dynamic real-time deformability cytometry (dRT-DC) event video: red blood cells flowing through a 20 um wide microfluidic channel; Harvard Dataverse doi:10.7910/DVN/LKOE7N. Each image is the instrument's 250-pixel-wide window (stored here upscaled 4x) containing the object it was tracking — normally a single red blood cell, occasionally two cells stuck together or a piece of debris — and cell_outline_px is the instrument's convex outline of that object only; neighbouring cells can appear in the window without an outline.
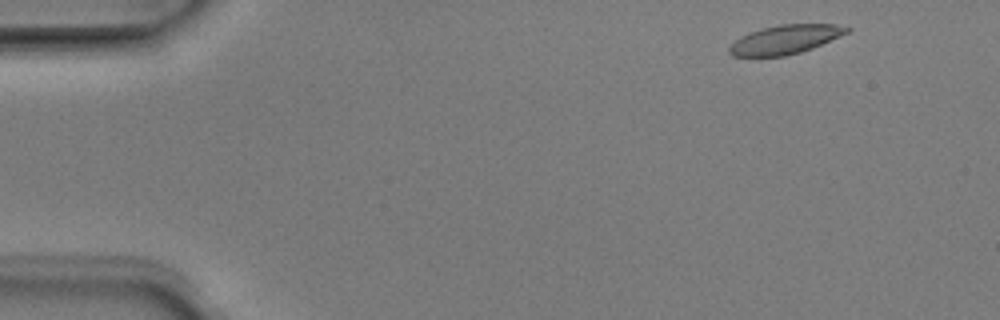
{"species": "Egyptian fruit bat (a non-hibernating species)", "species_latin": "Rousettus aegyptiacus", "temperature_condition": "room temperature", "stored_images_in_passage": 48, "camera_frame_rate_fps": 3000, "um_per_image_px": 0.085, "animal": {"sex": "male"}, "frame": {"image": 1, "passage_image": 2, "time_ms": 0.333, "image_size_px": [1000, 320], "cell_outline_px": [[852, 28], [848, 32], [840, 36], [812, 48], [800, 52], [784, 56], [732, 56], [728, 52], [728, 48], [740, 36], [760, 28], [780, 24], [836, 24]], "centroid_in_image_um": [66.73, 3.35], "position_along_channel_um": 18.3, "area_um2": 19.77}}
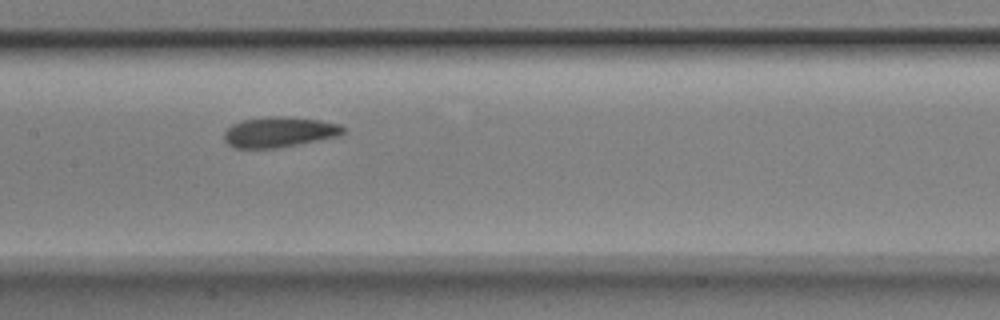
{"frame": {"image": 2, "passage_image": 22, "time_ms": 7.0, "image_size_px": [1000, 320], "cell_outline_px": [[344, 132], [340, 136], [276, 148], [236, 148], [228, 144], [224, 140], [224, 132], [232, 124], [240, 120], [268, 116], [288, 116], [320, 120], [340, 124], [344, 128]], "centroid_in_image_um": [23.73, 11.21], "position_along_channel_um": 183.7, "area_um2": 21.21}}
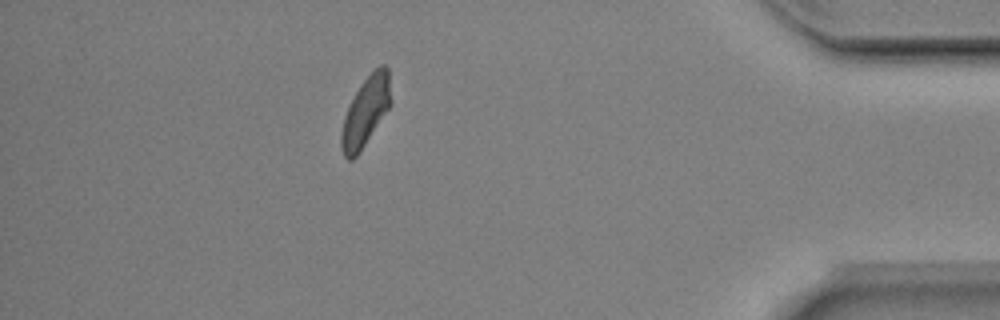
{"frame": {"image": 3, "passage_image": 42, "time_ms": 13.667, "image_size_px": [1000, 320], "cell_outline_px": [[388, 108], [356, 156], [352, 160], [348, 160], [344, 156], [340, 148], [340, 132], [344, 116], [360, 84], [380, 64], [384, 64], [388, 68]], "centroid_in_image_um": [31.0, 9.52], "position_along_channel_um": 404.2, "area_um2": 19.07}, "authors_computed_cell_mechanics": {"area_um2": 20.6924, "velocity_mm_per_s": 3.9748, "shape_relaxation_time_tau1_ms": 3.3086, "shape_relaxation_time_tau2_ms": 2.33, "deformation_change_tau1": 0.11, "deformation_change_tau2": 0.0818}}